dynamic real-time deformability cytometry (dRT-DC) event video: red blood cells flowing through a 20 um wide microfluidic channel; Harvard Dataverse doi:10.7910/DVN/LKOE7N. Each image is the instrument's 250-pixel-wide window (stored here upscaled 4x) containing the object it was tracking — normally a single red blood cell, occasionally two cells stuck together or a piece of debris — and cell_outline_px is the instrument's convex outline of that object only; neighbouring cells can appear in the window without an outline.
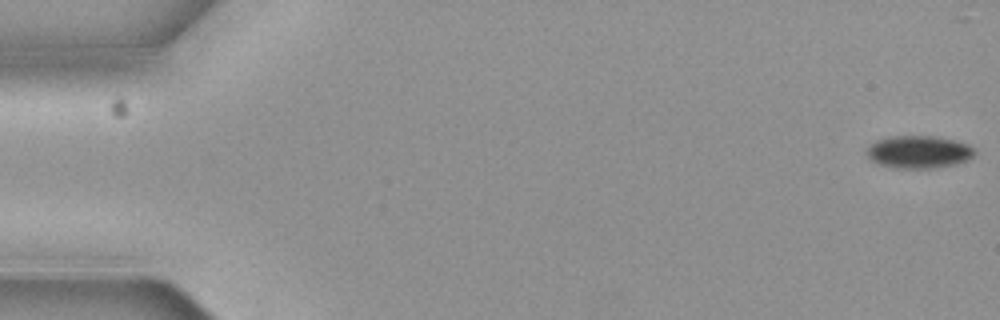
{"species": "common noctule bat (a hibernating species)", "species_latin": "Nyctalus noctula", "temperature_condition": "cold", "stored_images_in_passage": 6, "camera_frame_rate_fps": 3000, "um_per_image_px": 0.085, "animal": {"sex": "female", "body_mass_g": 19.3, "forearm_length_mm": 54.1}, "frame": {"image": 1, "passage_image": 1, "time_ms": 0.0, "image_size_px": [1000, 320], "cell_outline_px": [[976, 152], [968, 160], [956, 164], [936, 168], [892, 168], [876, 164], [868, 160], [864, 152], [876, 140], [892, 136], [936, 136], [968, 144]], "centroid_in_image_um": [78.04, 12.93], "position_along_channel_um": 7.0, "area_um2": 20.75}}
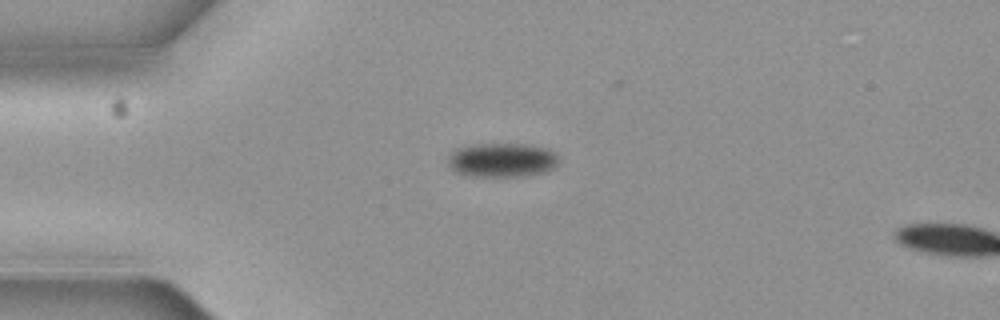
{"frame": {"image": 2, "passage_image": 5, "time_ms": 1.333, "image_size_px": [1000, 320], "cell_outline_px": [[560, 160], [548, 172], [524, 176], [468, 176], [456, 172], [448, 168], [448, 156], [456, 148], [476, 144], [524, 144], [548, 148], [560, 156]], "centroid_in_image_um": [42.68, 13.61], "position_along_channel_um": 42.3, "area_um2": 22.37}}